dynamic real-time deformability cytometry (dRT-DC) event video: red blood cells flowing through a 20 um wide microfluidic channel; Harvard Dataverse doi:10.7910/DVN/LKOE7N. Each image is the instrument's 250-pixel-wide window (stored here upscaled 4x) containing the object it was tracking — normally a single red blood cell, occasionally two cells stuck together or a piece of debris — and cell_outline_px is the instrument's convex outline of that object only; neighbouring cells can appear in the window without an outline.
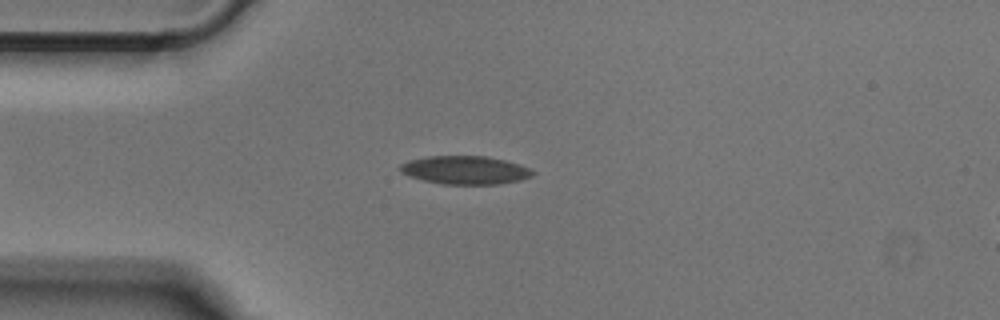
{"species": "Egyptian fruit bat (a non-hibernating species)", "species_latin": "Rousettus aegyptiacus", "temperature_condition": "cold", "stored_images_in_passage": 50, "camera_frame_rate_fps": 3000, "um_per_image_px": 0.085, "animal": {"sex": "male"}, "frame": {"image": 1, "passage_image": 12, "time_ms": 3.667, "image_size_px": [1000, 320], "cell_outline_px": [[536, 172], [532, 176], [520, 180], [500, 184], [440, 184], [408, 176], [400, 172], [400, 164], [408, 160], [428, 156], [484, 156], [504, 160], [520, 164]], "centroid_in_image_um": [39.52, 14.46], "position_along_channel_um": 45.5, "area_um2": 21.91}}
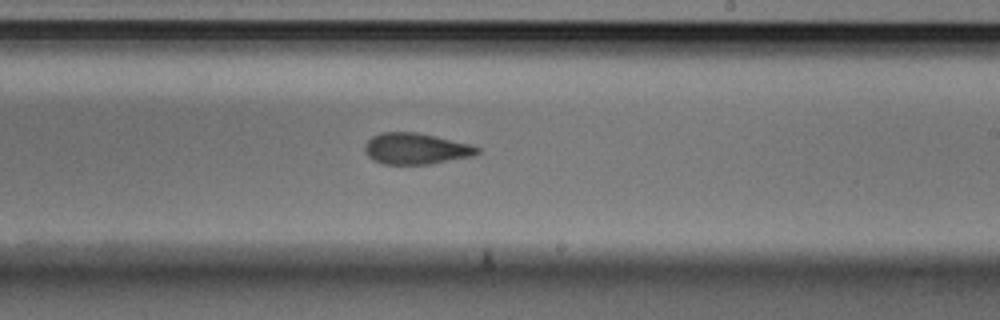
{"frame": {"image": 2, "passage_image": 29, "time_ms": 9.333, "image_size_px": [1000, 320], "cell_outline_px": [[480, 152], [472, 156], [432, 164], [384, 164], [372, 160], [364, 152], [364, 144], [372, 136], [380, 132], [416, 132], [472, 144], [480, 148]], "centroid_in_image_um": [35.34, 12.64], "position_along_channel_um": 253.7, "area_um2": 20.63}}
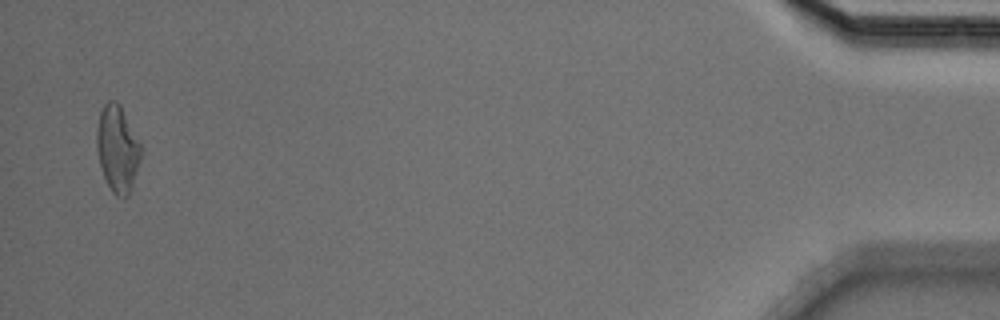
{"frame": {"image": 3, "passage_image": 49, "time_ms": 16.0, "image_size_px": [1000, 320], "cell_outline_px": [[140, 160], [128, 196], [116, 196], [112, 192], [104, 176], [100, 164], [96, 148], [96, 128], [100, 112], [104, 104], [108, 100], [116, 100], [120, 104], [140, 144]], "centroid_in_image_um": [9.95, 12.61], "position_along_channel_um": 425.2, "area_um2": 21.91}}